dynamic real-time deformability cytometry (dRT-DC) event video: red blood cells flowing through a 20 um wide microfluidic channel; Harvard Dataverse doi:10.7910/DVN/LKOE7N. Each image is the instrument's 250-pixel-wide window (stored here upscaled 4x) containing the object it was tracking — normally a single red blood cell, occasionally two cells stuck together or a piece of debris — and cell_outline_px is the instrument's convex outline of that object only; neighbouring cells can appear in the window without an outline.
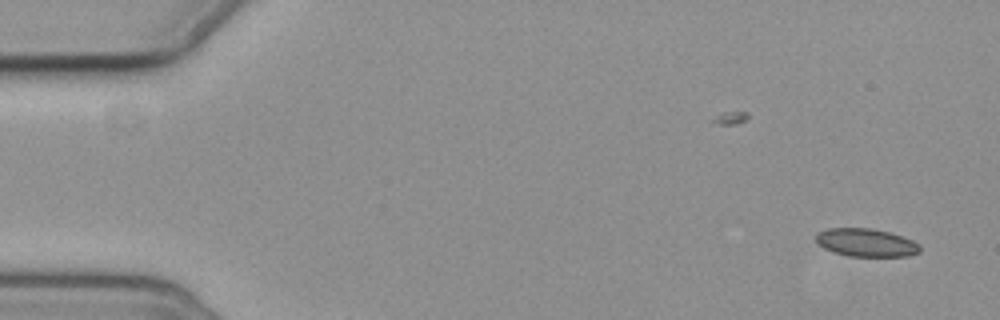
{"species": "common noctule bat (a hibernating species)", "species_latin": "Nyctalus noctula", "temperature_condition": "cold", "stored_images_in_passage": 5, "camera_frame_rate_fps": 3000, "um_per_image_px": 0.085, "animal": {"sex": "female", "body_mass_g": 19.3, "forearm_length_mm": 54.1}, "frame": {"image": 1, "passage_image": 1, "time_ms": 0.0, "image_size_px": [1000, 320], "cell_outline_px": [[920, 252], [908, 256], [848, 256], [832, 252], [816, 244], [816, 236], [820, 232], [828, 228], [872, 228], [888, 232], [912, 240], [920, 244]], "centroid_in_image_um": [73.61, 20.63], "position_along_channel_um": 11.4, "area_um2": 16.99}}